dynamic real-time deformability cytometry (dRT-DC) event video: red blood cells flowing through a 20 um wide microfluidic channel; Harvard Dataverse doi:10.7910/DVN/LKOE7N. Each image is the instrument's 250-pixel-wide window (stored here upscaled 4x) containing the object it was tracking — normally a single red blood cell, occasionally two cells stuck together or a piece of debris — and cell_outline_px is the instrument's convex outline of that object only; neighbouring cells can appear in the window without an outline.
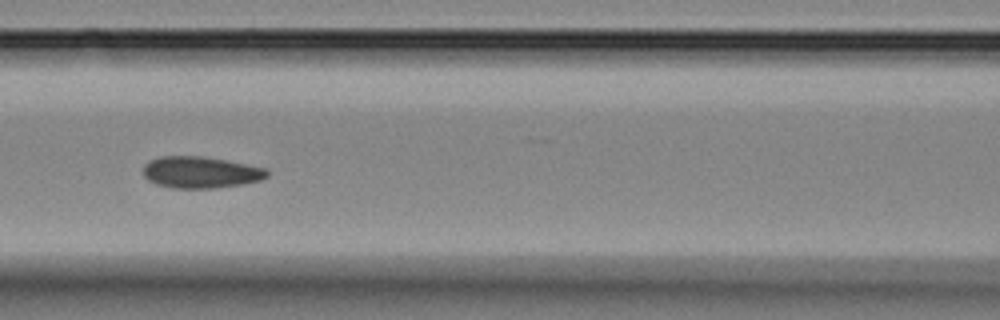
{"species": "Egyptian fruit bat (a non-hibernating species)", "species_latin": "Rousettus aegyptiacus", "temperature_condition": "room temperature", "stored_images_in_passage": 9, "camera_frame_rate_fps": 3000, "um_per_image_px": 0.085, "animal": {"sex": "female"}, "frame": {"image": 1, "passage_image": 6, "time_ms": 5.667, "image_size_px": [1000, 320], "cell_outline_px": [[268, 176], [260, 180], [244, 184], [216, 188], [172, 188], [156, 184], [148, 180], [144, 176], [144, 164], [148, 160], [160, 156], [204, 156], [228, 160], [268, 168]], "centroid_in_image_um": [17.06, 14.64], "position_along_channel_um": 149.5, "area_um2": 23.12}}
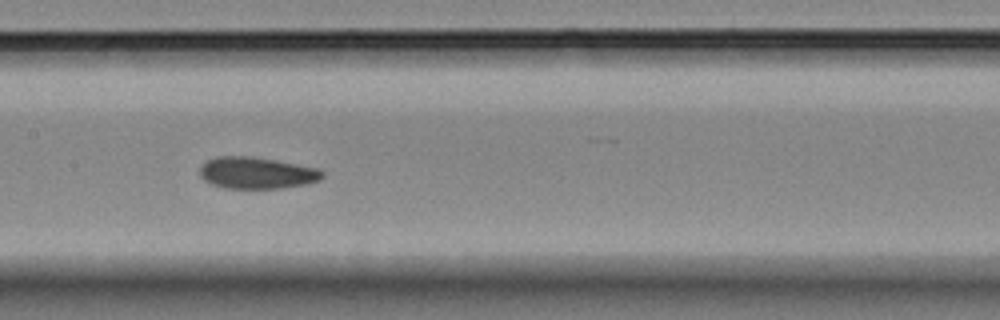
{"frame": {"image": 2, "passage_image": 7, "time_ms": 6.667, "image_size_px": [1000, 320], "cell_outline_px": [[324, 176], [320, 180], [304, 184], [280, 188], [224, 188], [212, 184], [204, 180], [200, 176], [200, 168], [208, 160], [216, 156], [252, 156], [276, 160], [320, 168], [324, 172]], "centroid_in_image_um": [21.84, 14.69], "position_along_channel_um": 185.6, "area_um2": 22.66}}
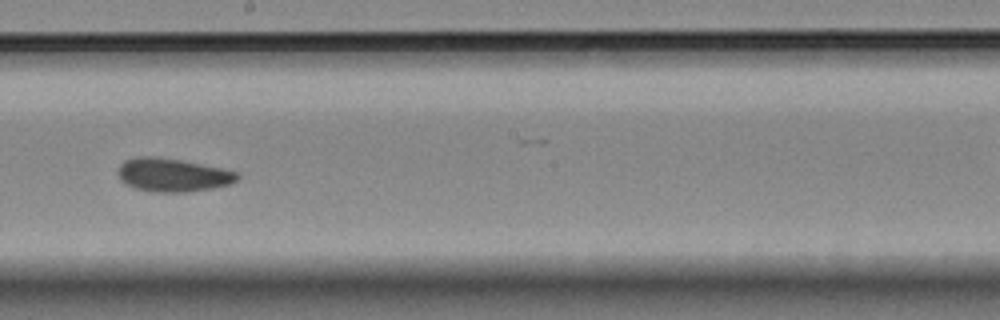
{"frame": {"image": 3, "passage_image": 8, "time_ms": 8.0, "image_size_px": [1000, 320], "cell_outline_px": [[240, 176], [236, 180], [228, 184], [212, 188], [188, 192], [152, 192], [132, 188], [124, 184], [120, 180], [116, 172], [120, 164], [124, 160], [140, 156], [156, 156], [180, 160], [220, 168], [236, 172]], "centroid_in_image_um": [14.59, 14.88], "position_along_channel_um": 233.6, "area_um2": 23.29}}